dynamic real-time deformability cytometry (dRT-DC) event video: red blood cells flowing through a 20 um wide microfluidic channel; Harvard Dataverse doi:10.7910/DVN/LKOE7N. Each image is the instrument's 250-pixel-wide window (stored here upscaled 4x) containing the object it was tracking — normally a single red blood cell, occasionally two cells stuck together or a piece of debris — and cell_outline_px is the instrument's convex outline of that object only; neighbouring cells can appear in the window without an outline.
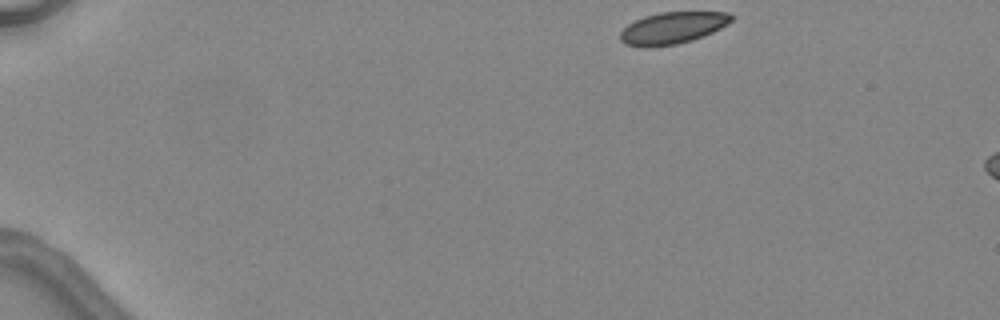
{"species": "common noctule bat (a hibernating species)", "species_latin": "Nyctalus noctula", "temperature_condition": "warm", "stored_images_in_passage": 3, "camera_frame_rate_fps": 3000, "um_per_image_px": 0.085, "animal": {"sex": "female", "body_mass_g": 24.6, "forearm_length_mm": 56.2}, "frame": {"image": 1, "passage_image": 1, "time_ms": 0.0, "image_size_px": [1000, 320], "cell_outline_px": [[732, 20], [728, 24], [704, 36], [692, 40], [676, 44], [648, 48], [624, 44], [620, 40], [620, 32], [628, 24], [644, 16], [660, 12], [728, 12], [732, 16]], "centroid_in_image_um": [57.14, 2.38], "position_along_channel_um": 27.9, "area_um2": 20.63}}